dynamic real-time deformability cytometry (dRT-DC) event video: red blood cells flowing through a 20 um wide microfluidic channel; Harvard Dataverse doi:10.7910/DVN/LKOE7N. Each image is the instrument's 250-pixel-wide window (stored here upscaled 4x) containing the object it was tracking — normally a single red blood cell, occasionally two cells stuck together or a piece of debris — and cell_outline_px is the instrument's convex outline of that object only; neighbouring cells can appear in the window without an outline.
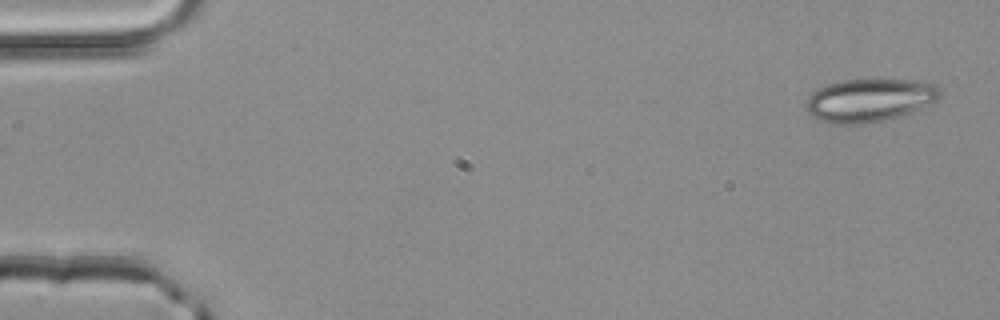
{"species": "common noctule bat (a hibernating species)", "species_latin": "Nyctalus noctula", "temperature_condition": "room temperature", "stored_images_in_passage": 4, "camera_frame_rate_fps": 3000, "um_per_image_px": 0.085, "animal": {"sex": "male", "body_mass_g": 20.4}, "frame": {"image": 1, "passage_image": 1, "time_ms": 0.0, "image_size_px": [1000, 320], "cell_outline_px": [[944, 96], [936, 100], [908, 112], [884, 120], [860, 124], [836, 124], [820, 120], [812, 116], [804, 108], [804, 104], [808, 96], [812, 92], [828, 84], [840, 80], [912, 80], [936, 84], [940, 88]], "centroid_in_image_um": [73.87, 8.51], "position_along_channel_um": 11.1, "area_um2": 33.41}}